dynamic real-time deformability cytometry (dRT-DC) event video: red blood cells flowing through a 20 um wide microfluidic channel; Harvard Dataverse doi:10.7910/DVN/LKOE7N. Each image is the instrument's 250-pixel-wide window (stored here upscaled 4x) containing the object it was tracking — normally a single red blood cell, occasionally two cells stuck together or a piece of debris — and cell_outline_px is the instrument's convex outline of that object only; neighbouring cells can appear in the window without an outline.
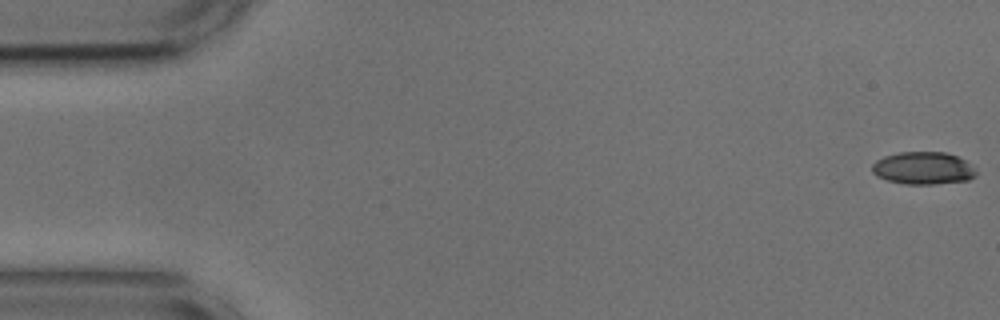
{"species": "common noctule bat (a hibernating species)", "species_latin": "Nyctalus noctula", "temperature_condition": "cold", "stored_images_in_passage": 55, "camera_frame_rate_fps": 3000, "um_per_image_px": 0.085, "animal": {"sex": "male", "body_mass_g": 17.9, "forearm_length_mm": 54.2}, "frame": {"image": 1, "passage_image": 1, "time_ms": 0.0, "image_size_px": [1000, 320], "cell_outline_px": [[976, 176], [968, 180], [936, 184], [904, 184], [888, 180], [876, 176], [872, 172], [872, 164], [876, 160], [884, 156], [900, 152], [944, 152], [956, 156], [964, 160], [976, 168]], "centroid_in_image_um": [78.47, 14.3], "position_along_channel_um": 6.5, "area_um2": 19.77}}
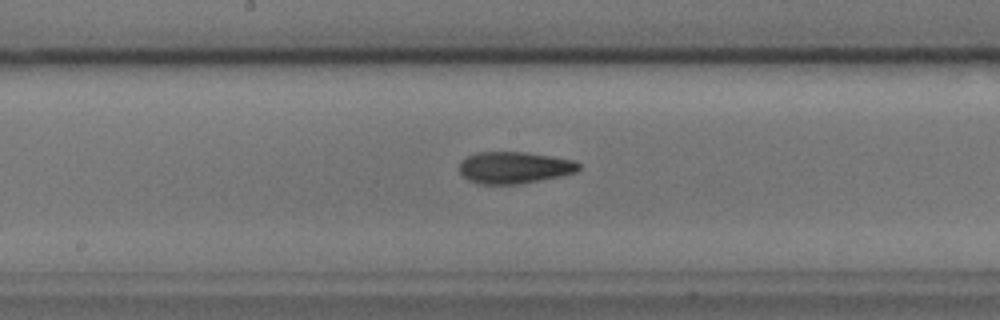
{"frame": {"image": 2, "passage_image": 28, "time_ms": 9.0, "image_size_px": [1000, 320], "cell_outline_px": [[580, 168], [576, 172], [560, 176], [520, 184], [480, 184], [468, 180], [460, 172], [460, 164], [468, 156], [476, 152], [524, 152], [572, 160], [580, 164]], "centroid_in_image_um": [43.71, 14.25], "position_along_channel_um": 204.5, "area_um2": 21.85}}
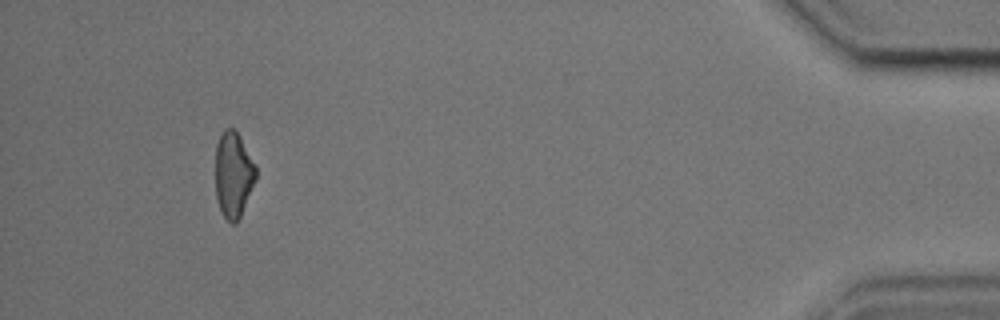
{"frame": {"image": 3, "passage_image": 51, "time_ms": 16.667, "image_size_px": [1000, 320], "cell_outline_px": [[256, 180], [240, 216], [236, 224], [232, 224], [224, 216], [220, 208], [216, 196], [216, 144], [224, 128], [232, 128], [240, 136], [256, 168]], "centroid_in_image_um": [19.83, 14.84], "position_along_channel_um": 415.4, "area_um2": 19.94}, "authors_computed_cell_mechanics": {"area_um2": 21.3282, "velocity_mm_per_s": 3.6633, "shape_relaxation_time_tau1_ms": 6.3459, "shape_relaxation_time_tau2_ms": 2.9869, "deformation_change_tau1": 0.1616, "deformation_change_tau2": 0.0898}}